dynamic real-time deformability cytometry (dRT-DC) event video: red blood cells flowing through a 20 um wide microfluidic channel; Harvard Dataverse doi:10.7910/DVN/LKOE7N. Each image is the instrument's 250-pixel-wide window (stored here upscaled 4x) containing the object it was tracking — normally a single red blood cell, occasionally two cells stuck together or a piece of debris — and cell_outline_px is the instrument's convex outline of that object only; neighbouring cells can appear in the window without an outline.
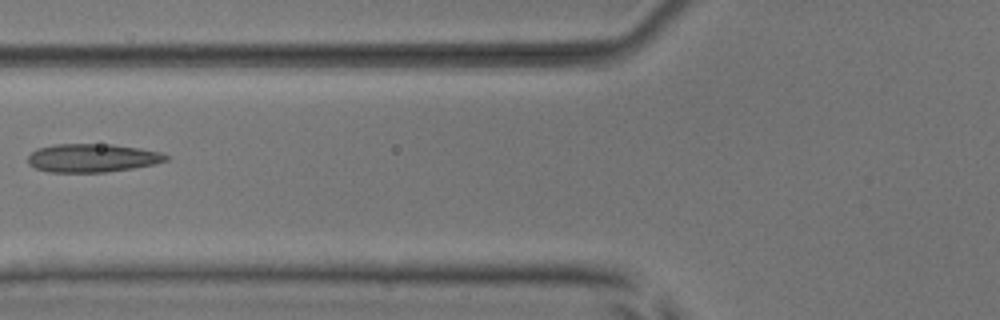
{"species": "common noctule bat (a hibernating species)", "species_latin": "Nyctalus noctula", "temperature_condition": "room temperature", "stored_images_in_passage": 7, "camera_frame_rate_fps": 3000, "um_per_image_px": 0.085, "animal": {"sex": "male", "body_mass_g": 17.9, "forearm_length_mm": 54.2}, "frame": {"image": 1, "passage_image": 6, "time_ms": 6.0, "image_size_px": [1000, 320], "cell_outline_px": [[168, 160], [152, 164], [132, 168], [104, 172], [48, 172], [36, 168], [28, 164], [28, 156], [36, 148], [56, 144], [112, 144], [140, 148], [160, 152], [168, 156]], "centroid_in_image_um": [7.81, 13.42], "position_along_channel_um": 118.0, "area_um2": 22.77}}
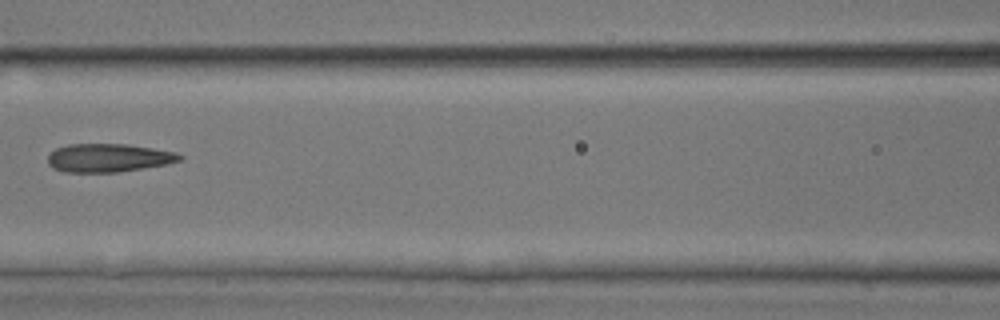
{"frame": {"image": 2, "passage_image": 7, "time_ms": 7.0, "image_size_px": [1000, 320], "cell_outline_px": [[184, 160], [164, 164], [116, 172], [64, 172], [52, 168], [48, 164], [48, 156], [56, 148], [68, 144], [128, 144], [176, 152], [184, 156]], "centroid_in_image_um": [9.21, 13.41], "position_along_channel_um": 157.4, "area_um2": 21.73}}